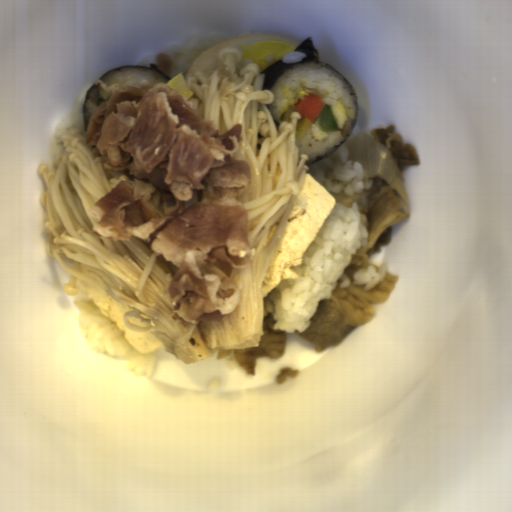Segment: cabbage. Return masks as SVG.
Wrapping results in <instances>:
<instances>
[{"label":"cabbage","mask_w":512,"mask_h":512,"mask_svg":"<svg viewBox=\"0 0 512 512\" xmlns=\"http://www.w3.org/2000/svg\"><path fill=\"white\" fill-rule=\"evenodd\" d=\"M172 89H177L183 98L190 99L193 96V91H191L184 79V75L180 72L174 78H172L168 83H166Z\"/></svg>","instance_id":"cabbage-1"}]
</instances>
